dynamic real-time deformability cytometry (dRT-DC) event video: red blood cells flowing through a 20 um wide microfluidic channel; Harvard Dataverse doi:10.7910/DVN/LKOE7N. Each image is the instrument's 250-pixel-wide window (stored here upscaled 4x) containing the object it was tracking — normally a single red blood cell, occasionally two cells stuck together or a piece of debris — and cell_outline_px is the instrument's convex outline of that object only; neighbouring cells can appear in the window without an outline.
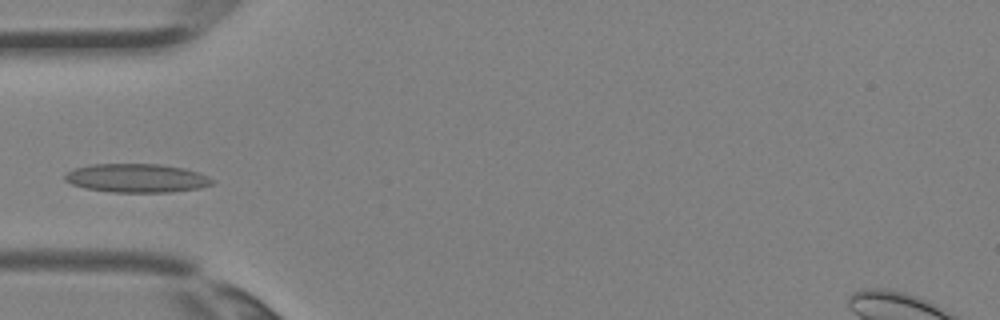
{"species": "Egyptian fruit bat (a non-hibernating species)", "species_latin": "Rousettus aegyptiacus", "temperature_condition": "room temperature", "stored_images_in_passage": 3, "camera_frame_rate_fps": 3000, "um_per_image_px": 0.085, "animal": {"sex": "female"}, "frame": {"image": 1, "passage_image": 3, "time_ms": 0.667, "image_size_px": [1000, 320], "cell_outline_px": [[216, 180], [212, 184], [200, 188], [172, 192], [112, 192], [88, 188], [72, 184], [64, 180], [64, 176], [68, 172], [76, 168], [92, 164], [160, 164], [184, 168], [208, 176]], "centroid_in_image_um": [11.66, 15.14], "position_along_channel_um": 73.3, "area_um2": 24.51}}